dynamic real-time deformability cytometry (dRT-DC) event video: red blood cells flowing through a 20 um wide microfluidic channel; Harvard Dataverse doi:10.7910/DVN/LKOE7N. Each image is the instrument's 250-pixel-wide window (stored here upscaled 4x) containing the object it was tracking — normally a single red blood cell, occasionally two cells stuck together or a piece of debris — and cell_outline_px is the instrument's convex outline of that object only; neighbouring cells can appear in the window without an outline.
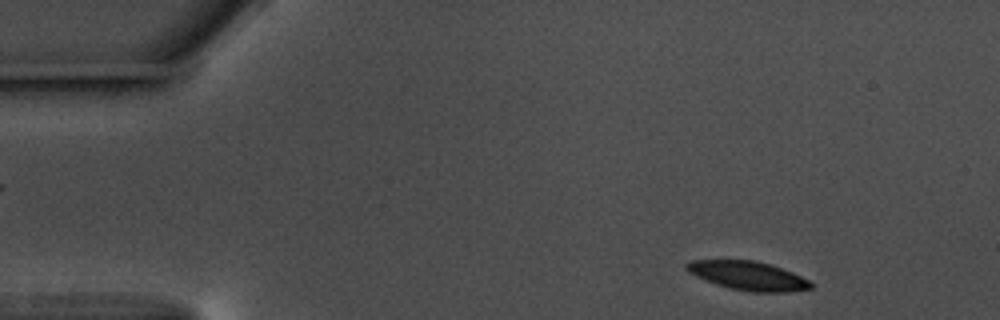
{"species": "common noctule bat (a hibernating species)", "species_latin": "Nyctalus noctula", "temperature_condition": "warm", "stored_images_in_passage": 14, "camera_frame_rate_fps": 3000, "um_per_image_px": 0.085, "animal": {"sex": "male", "body_mass_g": 17.5, "forearm_length_mm": 52.3}, "frame": {"image": 1, "passage_image": 3, "time_ms": 0.667, "image_size_px": [1000, 320], "cell_outline_px": [[812, 288], [788, 292], [752, 292], [732, 288], [716, 284], [696, 276], [688, 272], [684, 268], [684, 264], [692, 260], [756, 260], [792, 272], [808, 280], [812, 284]], "centroid_in_image_um": [63.55, 23.43], "position_along_channel_um": 21.4, "area_um2": 20.69}}